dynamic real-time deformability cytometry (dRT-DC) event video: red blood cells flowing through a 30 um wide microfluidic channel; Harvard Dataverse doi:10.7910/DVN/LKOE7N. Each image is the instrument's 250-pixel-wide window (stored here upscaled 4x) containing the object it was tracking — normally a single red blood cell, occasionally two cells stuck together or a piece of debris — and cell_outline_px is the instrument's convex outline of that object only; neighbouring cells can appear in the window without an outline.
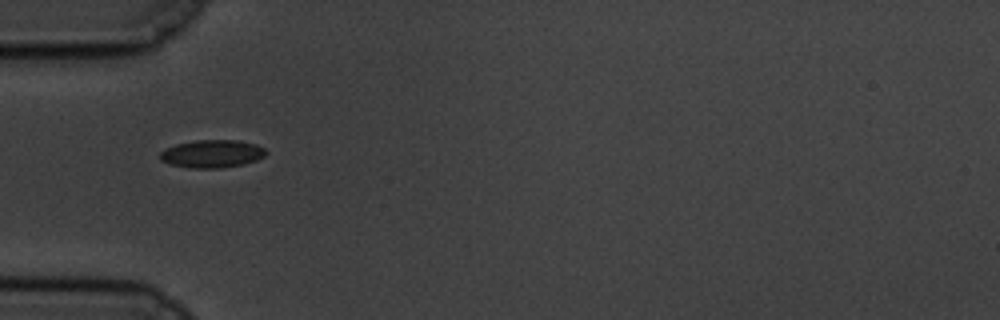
{"species": "common noctule bat (a hibernating species)", "species_latin": "Nyctalus noctula", "temperature_condition": "cold", "stored_images_in_passage": 36, "camera_frame_rate_fps": 3000, "um_per_image_px": 0.085, "animal": {"sex": "male", "body_mass_g": 19.5, "forearm_length_mm": 54.6}, "frame": {"image": 1, "passage_image": 1, "time_ms": 0.0, "image_size_px": [1000, 320], "cell_outline_px": [[268, 152], [264, 156], [256, 160], [244, 164], [220, 168], [192, 168], [168, 164], [160, 160], [160, 152], [176, 144], [196, 140], [236, 140], [256, 144], [264, 148]], "centroid_in_image_um": [18.03, 13.07], "position_along_channel_um": 67.0, "area_um2": 17.17}}
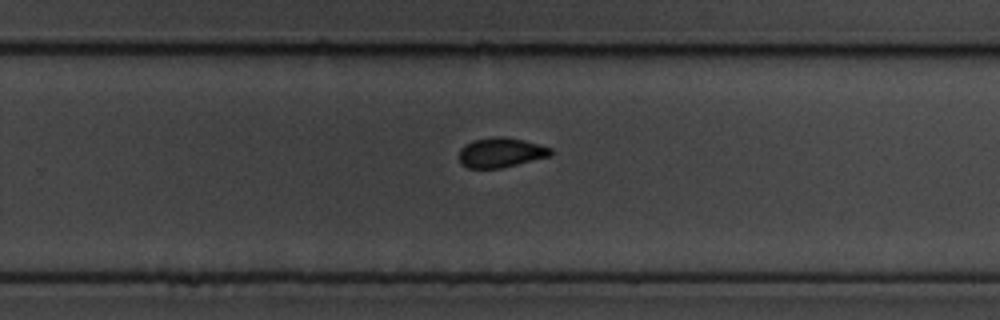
{"frame": {"image": 2, "passage_image": 20, "time_ms": 6.333, "image_size_px": [1000, 320], "cell_outline_px": [[556, 152], [552, 156], [500, 168], [468, 168], [460, 164], [460, 148], [464, 144], [472, 140], [492, 136], [504, 136], [524, 140], [552, 148]], "centroid_in_image_um": [42.6, 12.95], "position_along_channel_um": 287.2, "area_um2": 16.18}}
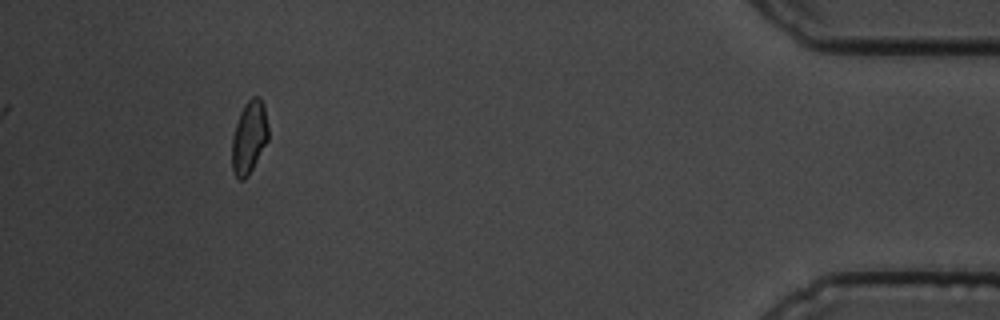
{"frame": {"image": 3, "passage_image": 36, "time_ms": 11.667, "image_size_px": [1000, 320], "cell_outline_px": [[268, 140], [248, 176], [244, 180], [240, 180], [236, 176], [232, 168], [232, 136], [240, 112], [244, 104], [252, 96], [260, 96], [264, 104], [268, 128]], "centroid_in_image_um": [21.18, 11.64], "position_along_channel_um": 414.0, "area_um2": 15.43}, "authors_computed_cell_mechanics": {"area_um2": 15.9528, "velocity_mm_per_s": 3.4929, "shape_relaxation_time_tau1_ms": 3.2983, "shape_relaxation_time_tau2_ms": 2.2813, "deformation_change_tau1": 0.0899, "deformation_change_tau2": 0.0724}}